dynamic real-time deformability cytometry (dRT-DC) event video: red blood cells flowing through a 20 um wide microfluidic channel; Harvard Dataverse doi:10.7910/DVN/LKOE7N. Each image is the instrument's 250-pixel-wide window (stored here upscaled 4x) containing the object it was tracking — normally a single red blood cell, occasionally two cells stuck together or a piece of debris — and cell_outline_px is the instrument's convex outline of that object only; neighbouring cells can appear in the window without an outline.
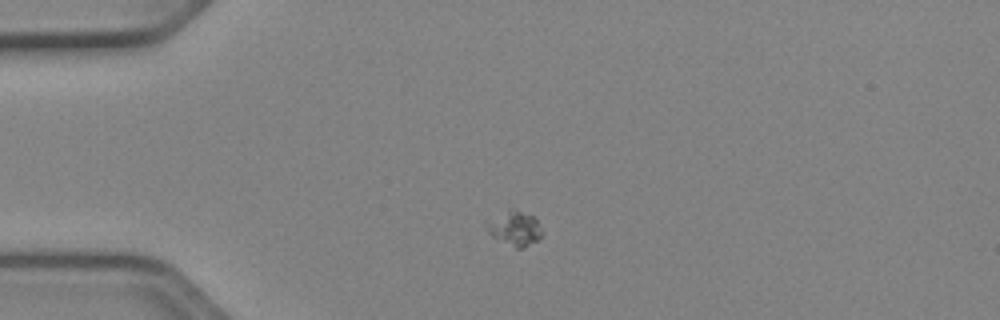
{"species": "Egyptian fruit bat (a non-hibernating species)", "species_latin": "Rousettus aegyptiacus", "temperature_condition": "cold", "stored_images_in_passage": 20, "camera_frame_rate_fps": 3000, "um_per_image_px": 0.085, "animal": {"sex": "female"}, "frame": {"image": 1, "passage_image": 1, "time_ms": 0.0, "image_size_px": [1000, 320], "cell_outline_px": [[540, 236], [536, 240], [524, 248], [516, 248], [492, 236], [488, 232], [484, 224], [484, 220], [516, 208], [536, 216], [540, 232]], "centroid_in_image_um": [43.7, 19.38], "position_along_channel_um": 41.3, "area_um2": 11.1}}
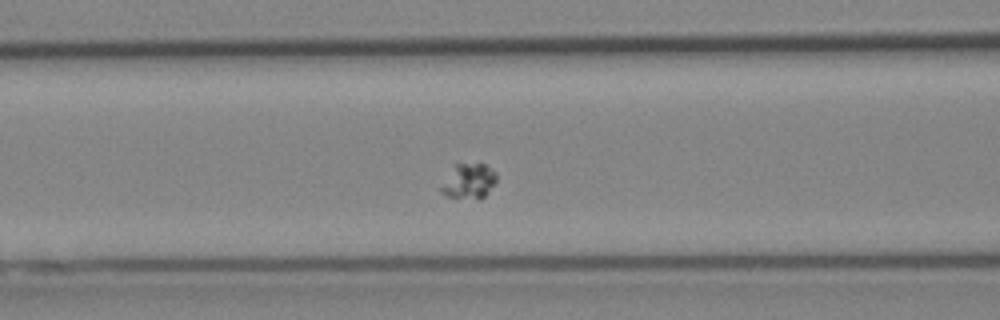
{"frame": {"image": 2, "passage_image": 10, "time_ms": 3.0, "image_size_px": [1000, 320], "cell_outline_px": [[496, 180], [488, 192], [480, 200], [476, 200], [448, 196], [440, 192], [440, 188], [456, 164], [484, 164], [496, 172]], "centroid_in_image_um": [39.87, 15.43], "position_along_channel_um": 126.7, "area_um2": 11.04}}
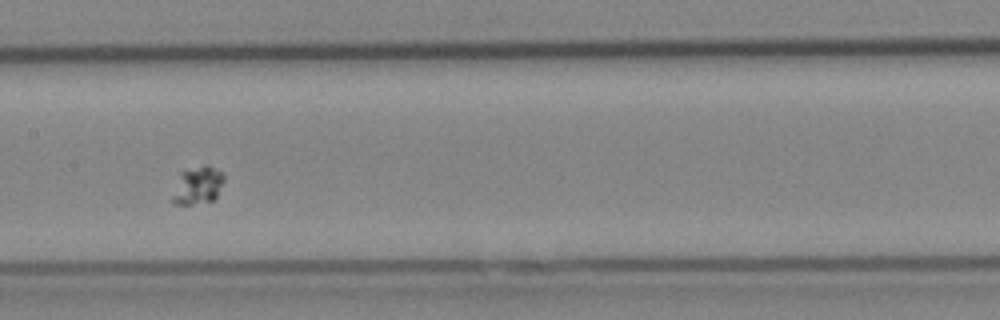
{"frame": {"image": 3, "passage_image": 15, "time_ms": 4.667, "image_size_px": [1000, 320], "cell_outline_px": [[224, 180], [216, 200], [192, 204], [172, 204], [172, 196], [180, 172], [204, 164], [208, 164], [220, 172], [224, 176]], "centroid_in_image_um": [16.82, 15.76], "position_along_channel_um": 190.6, "area_um2": 11.39}}